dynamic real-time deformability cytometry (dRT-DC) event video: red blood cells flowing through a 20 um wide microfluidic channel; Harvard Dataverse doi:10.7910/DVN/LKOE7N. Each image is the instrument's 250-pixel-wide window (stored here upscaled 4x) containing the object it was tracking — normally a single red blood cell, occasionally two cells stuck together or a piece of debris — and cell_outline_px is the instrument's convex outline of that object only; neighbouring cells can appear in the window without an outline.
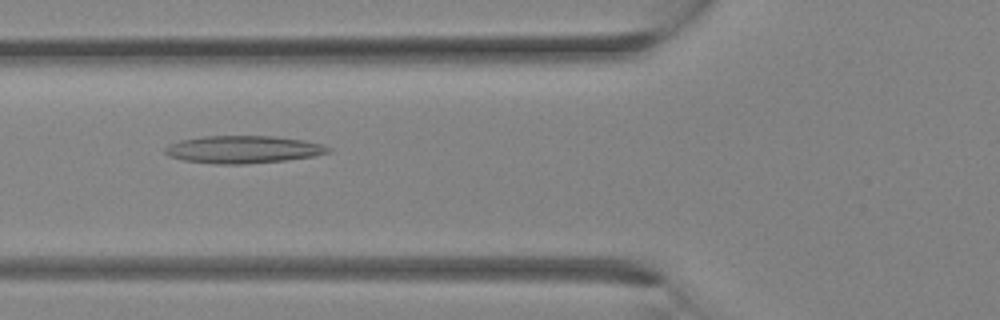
{"species": "Egyptian fruit bat (a non-hibernating species)", "species_latin": "Rousettus aegyptiacus", "temperature_condition": "room temperature", "stored_images_in_passage": 32, "camera_frame_rate_fps": 3000, "um_per_image_px": 0.085, "animal": {"sex": "female"}, "frame": {"image": 1, "passage_image": 12, "time_ms": 3.667, "image_size_px": [1000, 320], "cell_outline_px": [[332, 148], [328, 152], [312, 156], [284, 160], [244, 164], [216, 164], [180, 160], [168, 156], [164, 152], [164, 148], [168, 144], [180, 140], [204, 136], [272, 136], [304, 140], [320, 144]], "centroid_in_image_um": [20.59, 12.7], "position_along_channel_um": 105.2, "area_um2": 26.13}}
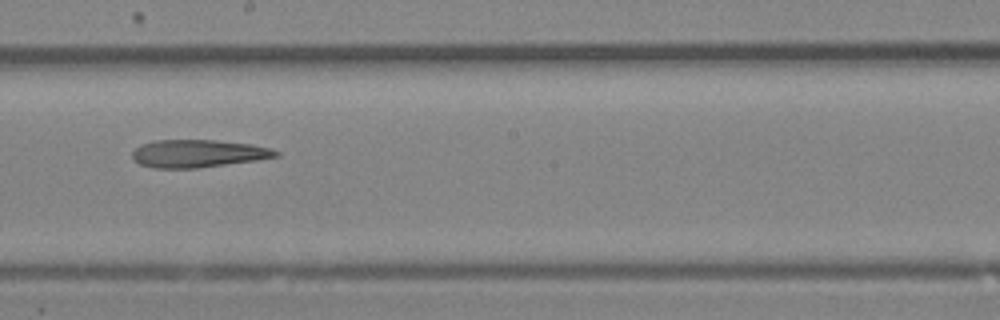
{"frame": {"image": 2, "passage_image": 18, "time_ms": 5.667, "image_size_px": [1000, 320], "cell_outline_px": [[280, 156], [256, 160], [196, 168], [152, 168], [140, 164], [132, 160], [132, 152], [140, 144], [156, 140], [216, 140], [252, 144], [272, 148], [280, 152]], "centroid_in_image_um": [16.83, 13.04], "position_along_channel_um": 231.4, "area_um2": 23.29}}
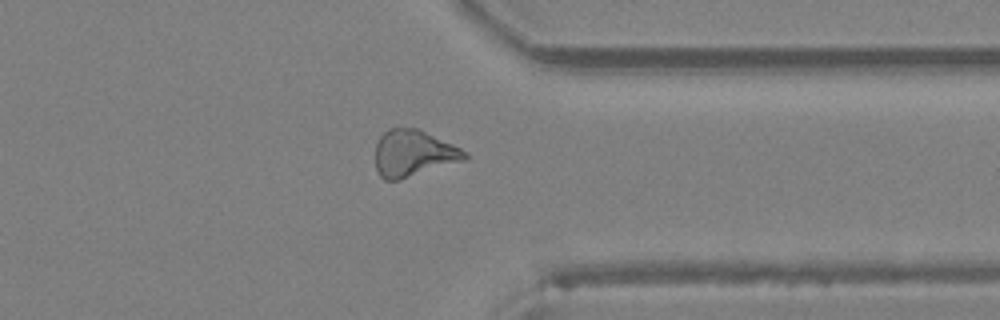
{"frame": {"image": 3, "passage_image": 25, "time_ms": 8.0, "image_size_px": [1000, 320], "cell_outline_px": [[468, 160], [400, 180], [384, 180], [380, 176], [376, 168], [376, 144], [380, 136], [388, 128], [416, 128], [452, 144], [468, 152]], "centroid_in_image_um": [35.16, 13.06], "position_along_channel_um": 376.2, "area_um2": 24.39}}